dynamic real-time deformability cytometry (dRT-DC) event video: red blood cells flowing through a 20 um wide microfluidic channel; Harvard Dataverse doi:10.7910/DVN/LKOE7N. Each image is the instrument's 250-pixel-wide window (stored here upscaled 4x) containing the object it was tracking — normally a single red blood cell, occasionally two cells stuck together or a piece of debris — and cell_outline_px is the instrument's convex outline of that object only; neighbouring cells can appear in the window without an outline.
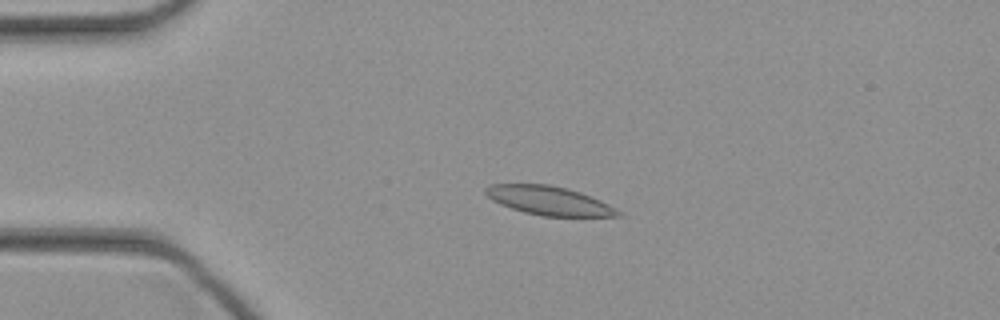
{"species": "common noctule bat (a hibernating species)", "species_latin": "Nyctalus noctula", "temperature_condition": "cold", "stored_images_in_passage": 46, "camera_frame_rate_fps": 3000, "um_per_image_px": 0.085, "animal": {"sex": "female", "body_mass_g": 21.9}, "frame": {"image": 1, "passage_image": 11, "time_ms": 3.333, "image_size_px": [1000, 320], "cell_outline_px": [[624, 216], [544, 216], [524, 212], [500, 204], [492, 200], [484, 192], [484, 188], [488, 184], [548, 184], [568, 188], [580, 192], [600, 200], [624, 212]], "centroid_in_image_um": [46.68, 17.05], "position_along_channel_um": 38.3, "area_um2": 22.31}}
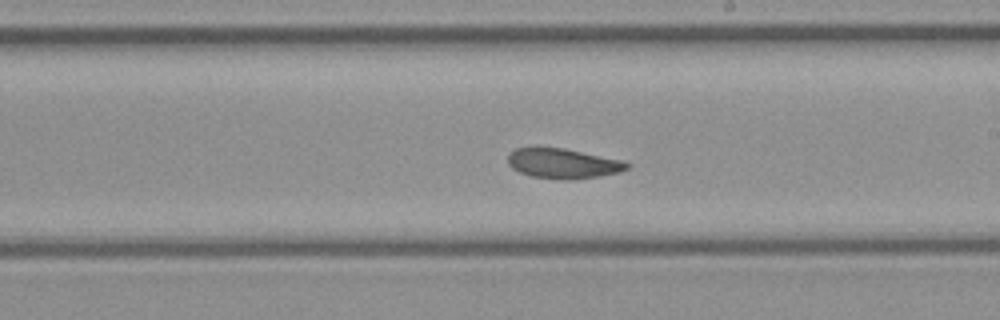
{"frame": {"image": 2, "passage_image": 27, "time_ms": 8.667, "image_size_px": [1000, 320], "cell_outline_px": [[632, 164], [628, 168], [620, 172], [600, 176], [568, 180], [560, 180], [532, 176], [520, 172], [512, 168], [508, 164], [508, 152], [516, 148], [536, 144], [564, 148], [624, 160]], "centroid_in_image_um": [47.82, 13.85], "position_along_channel_um": 241.2, "area_um2": 21.62}}
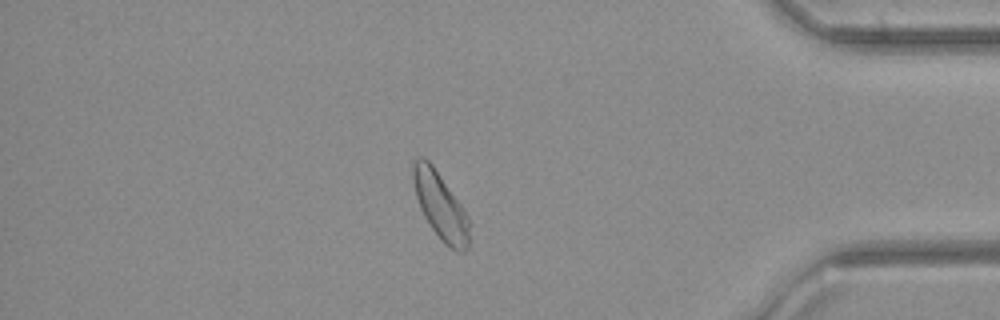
{"frame": {"image": 3, "passage_image": 40, "time_ms": 13.0, "image_size_px": [1000, 320], "cell_outline_px": [[468, 248], [464, 252], [456, 252], [448, 248], [440, 240], [424, 216], [420, 208], [416, 196], [412, 180], [412, 160], [416, 156], [424, 156], [432, 164], [464, 208], [468, 216]], "centroid_in_image_um": [37.41, 17.48], "position_along_channel_um": 397.8, "area_um2": 22.14}}